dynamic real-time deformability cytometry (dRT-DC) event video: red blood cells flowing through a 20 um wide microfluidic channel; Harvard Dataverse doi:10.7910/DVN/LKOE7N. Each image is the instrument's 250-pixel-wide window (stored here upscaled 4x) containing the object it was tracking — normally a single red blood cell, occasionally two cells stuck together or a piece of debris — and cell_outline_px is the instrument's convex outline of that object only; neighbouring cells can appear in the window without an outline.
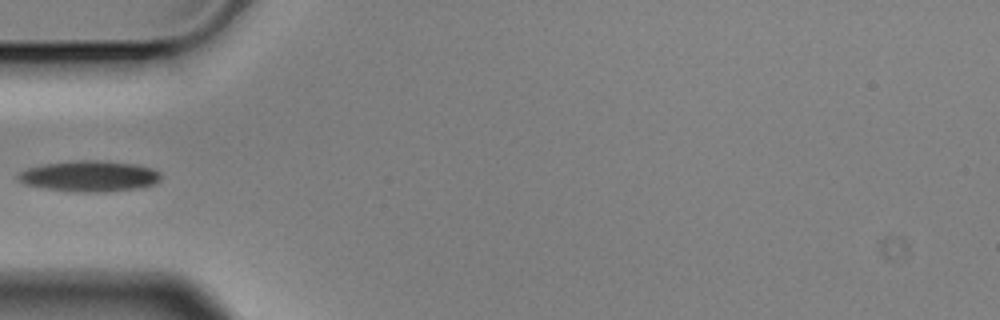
{"species": "Egyptian fruit bat (a non-hibernating species)", "species_latin": "Rousettus aegyptiacus", "temperature_condition": "cold", "stored_images_in_passage": 4, "camera_frame_rate_fps": 3000, "um_per_image_px": 0.085, "animal": {"sex": "male"}, "frame": {"image": 1, "passage_image": 4, "time_ms": 1.0, "image_size_px": [1000, 320], "cell_outline_px": [[160, 180], [156, 184], [140, 188], [104, 192], [72, 192], [44, 188], [24, 184], [16, 180], [16, 176], [20, 172], [28, 168], [44, 164], [76, 160], [96, 160], [136, 164], [152, 168], [160, 172]], "centroid_in_image_um": [7.6, 14.98], "position_along_channel_um": 77.4, "area_um2": 25.95}}